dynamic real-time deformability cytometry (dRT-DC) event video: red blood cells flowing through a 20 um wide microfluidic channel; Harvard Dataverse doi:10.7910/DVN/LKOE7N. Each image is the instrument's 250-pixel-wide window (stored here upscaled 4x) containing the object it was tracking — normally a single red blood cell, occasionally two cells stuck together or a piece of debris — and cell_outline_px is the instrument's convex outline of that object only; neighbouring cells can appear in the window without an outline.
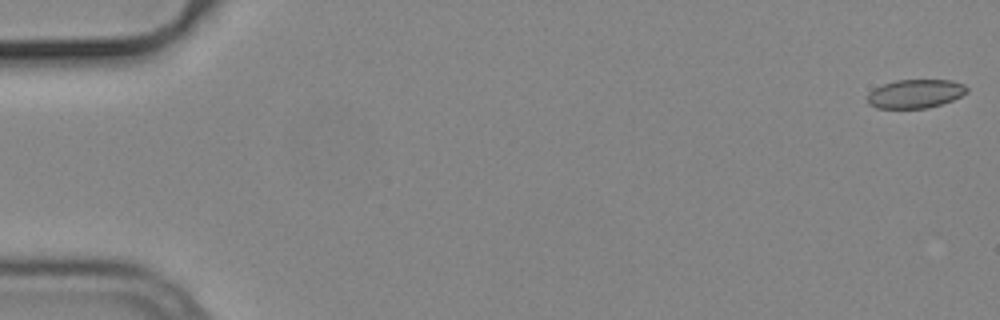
{"species": "common noctule bat (a hibernating species)", "species_latin": "Nyctalus noctula", "temperature_condition": "cold", "stored_images_in_passage": 55, "camera_frame_rate_fps": 3000, "um_per_image_px": 0.085, "animal": {"sex": "male", "body_mass_g": 19.2, "forearm_length_mm": 51.8}, "frame": {"image": 1, "passage_image": 1, "time_ms": 0.0, "image_size_px": [1000, 320], "cell_outline_px": [[968, 92], [952, 100], [928, 108], [876, 108], [868, 104], [868, 92], [884, 84], [896, 80], [952, 80], [964, 84], [968, 88]], "centroid_in_image_um": [77.81, 7.96], "position_along_channel_um": 7.2, "area_um2": 16.59}}
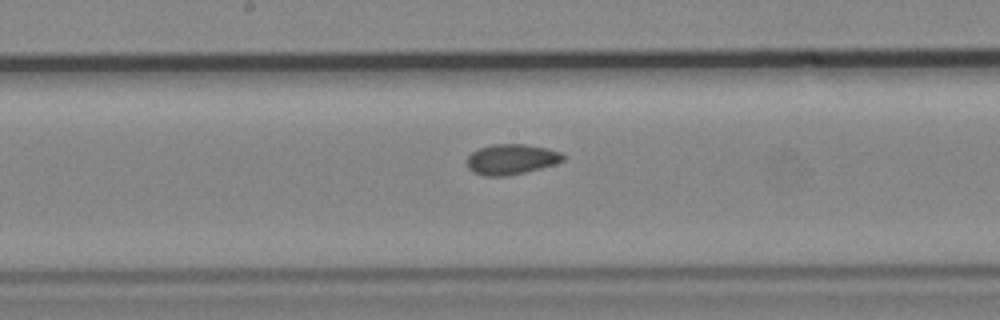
{"frame": {"image": 2, "passage_image": 29, "time_ms": 9.333, "image_size_px": [1000, 320], "cell_outline_px": [[564, 160], [540, 168], [524, 172], [504, 176], [484, 176], [472, 172], [468, 168], [464, 160], [472, 152], [480, 148], [492, 144], [524, 144], [548, 148], [560, 152], [564, 156]], "centroid_in_image_um": [43.4, 13.54], "position_along_channel_um": 204.8, "area_um2": 16.99}}
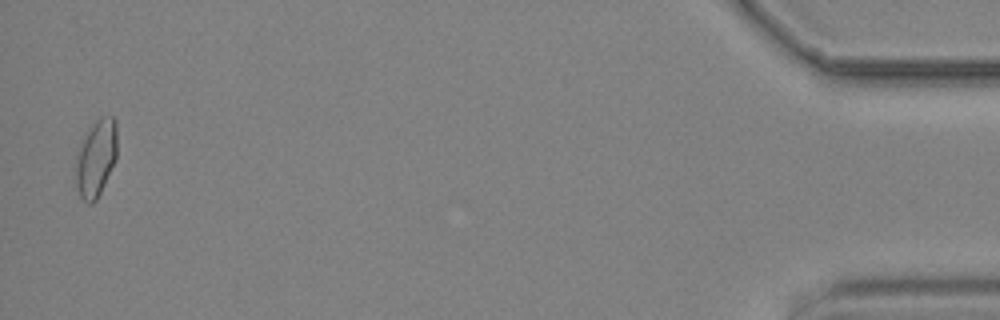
{"frame": {"image": 3, "passage_image": 54, "time_ms": 17.667, "image_size_px": [1000, 320], "cell_outline_px": [[116, 160], [96, 200], [92, 204], [88, 204], [80, 196], [76, 184], [76, 156], [92, 124], [100, 116], [112, 116], [116, 120]], "centroid_in_image_um": [8.18, 13.45], "position_along_channel_um": 427.0, "area_um2": 18.21}, "authors_computed_cell_mechanics": {"area_um2": 17.1088, "velocity_mm_per_s": 3.7654, "shape_relaxation_time_tau1_ms": null, "shape_relaxation_time_tau2_ms": 4.7317, "deformation_change_tau1": null, "deformation_change_tau2": 0.0637}}